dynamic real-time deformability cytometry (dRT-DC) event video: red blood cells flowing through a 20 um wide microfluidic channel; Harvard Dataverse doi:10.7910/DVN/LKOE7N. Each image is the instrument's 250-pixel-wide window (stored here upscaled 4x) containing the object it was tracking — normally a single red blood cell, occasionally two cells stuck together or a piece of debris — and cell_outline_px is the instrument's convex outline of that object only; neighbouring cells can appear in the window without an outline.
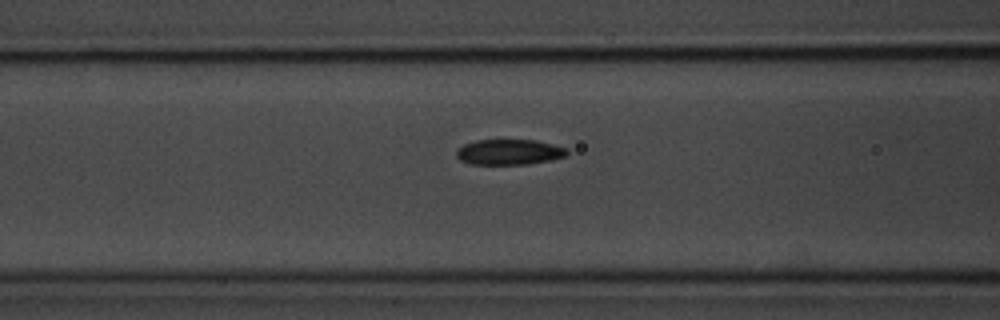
{"species": "common noctule bat (a hibernating species)", "species_latin": "Nyctalus noctula", "temperature_condition": "room temperature", "stored_images_in_passage": 30, "camera_frame_rate_fps": 3000, "um_per_image_px": 0.085, "animal": {"sex": "male", "body_mass_g": 20.1, "forearm_length_mm": 53.5}, "frame": {"image": 1, "passage_image": 7, "time_ms": 2.0, "image_size_px": [1000, 320], "cell_outline_px": [[568, 156], [552, 160], [528, 164], [468, 164], [460, 160], [456, 156], [456, 148], [464, 144], [476, 140], [536, 140], [568, 148]], "centroid_in_image_um": [43.29, 12.92], "position_along_channel_um": 123.3, "area_um2": 16.65}}
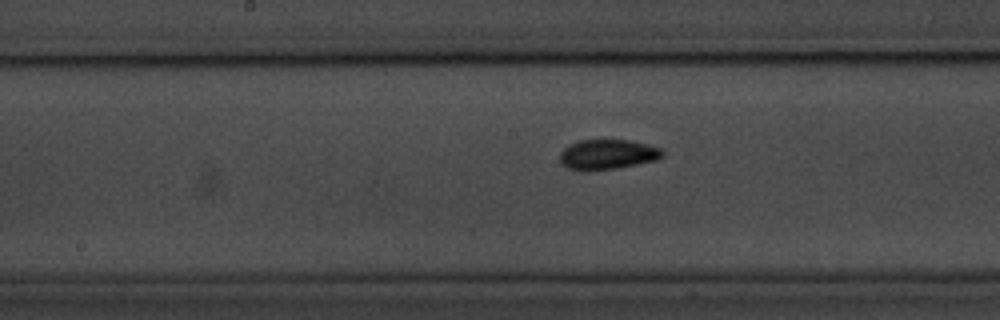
{"frame": {"image": 2, "passage_image": 13, "time_ms": 4.0, "image_size_px": [1000, 320], "cell_outline_px": [[664, 156], [656, 160], [616, 168], [588, 172], [584, 172], [568, 168], [560, 164], [560, 152], [564, 148], [580, 140], [628, 140], [648, 144], [660, 148], [664, 152]], "centroid_in_image_um": [51.62, 13.14], "position_along_channel_um": 196.6, "area_um2": 18.09}}
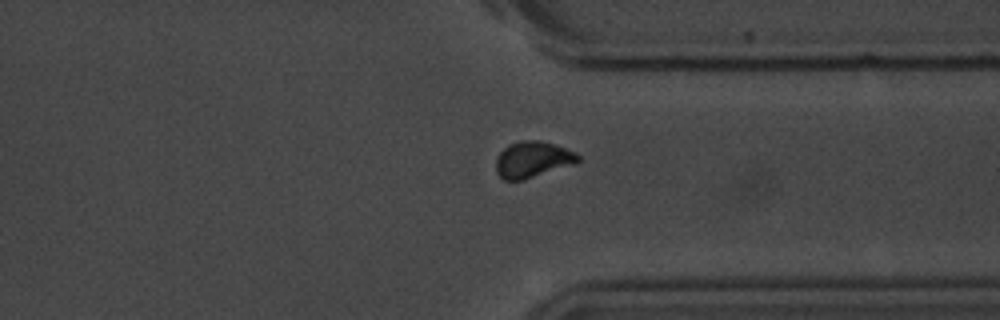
{"frame": {"image": 3, "passage_image": 27, "time_ms": 8.667, "image_size_px": [1000, 320], "cell_outline_px": [[580, 160], [576, 164], [524, 180], [504, 180], [496, 172], [496, 156], [508, 144], [524, 140], [540, 140], [576, 152], [580, 156]], "centroid_in_image_um": [45.28, 13.57], "position_along_channel_um": 366.1, "area_um2": 17.46}}